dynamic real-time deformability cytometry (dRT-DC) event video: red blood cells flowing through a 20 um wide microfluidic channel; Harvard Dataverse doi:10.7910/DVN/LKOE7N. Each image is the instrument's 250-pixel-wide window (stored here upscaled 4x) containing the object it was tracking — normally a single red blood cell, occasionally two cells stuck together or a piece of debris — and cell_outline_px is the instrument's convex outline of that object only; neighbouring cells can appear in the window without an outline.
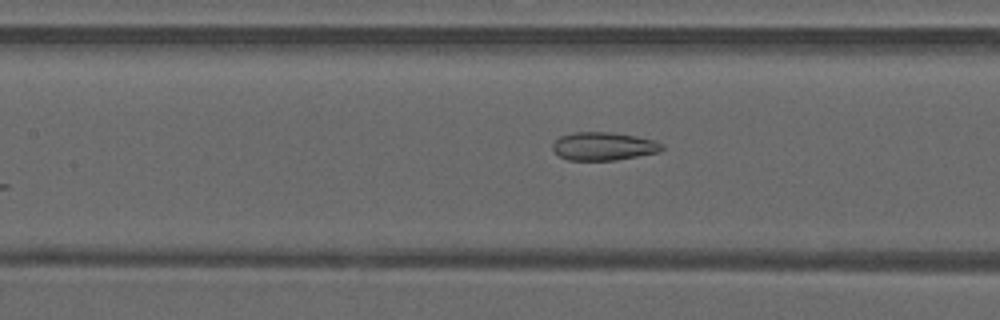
{"species": "common noctule bat (a hibernating species)", "species_latin": "Nyctalus noctula", "temperature_condition": "warm", "stored_images_in_passage": 24, "camera_frame_rate_fps": 3000, "um_per_image_px": 0.085, "animal": {"sex": "male", "forearm_length_mm": 52.5}, "frame": {"image": 1, "passage_image": 7, "time_ms": 2.0, "image_size_px": [1000, 320], "cell_outline_px": [[664, 148], [660, 152], [616, 160], [568, 160], [560, 156], [552, 148], [552, 144], [560, 136], [576, 132], [612, 132], [636, 136], [656, 140], [664, 144]], "centroid_in_image_um": [51.35, 12.43], "position_along_channel_um": 156.1, "area_um2": 18.03}}
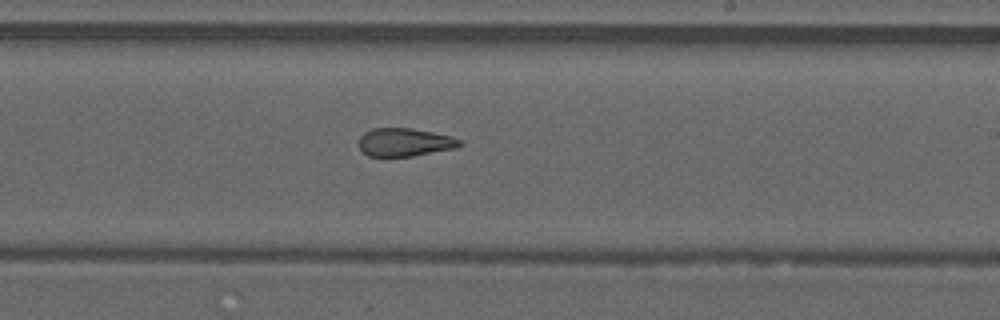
{"frame": {"image": 2, "passage_image": 14, "time_ms": 4.333, "image_size_px": [1000, 320], "cell_outline_px": [[464, 144], [456, 148], [412, 156], [368, 156], [360, 148], [360, 136], [364, 132], [372, 128], [412, 128], [452, 136], [460, 140]], "centroid_in_image_um": [34.42, 12.08], "position_along_channel_um": 254.6, "area_um2": 16.53}}
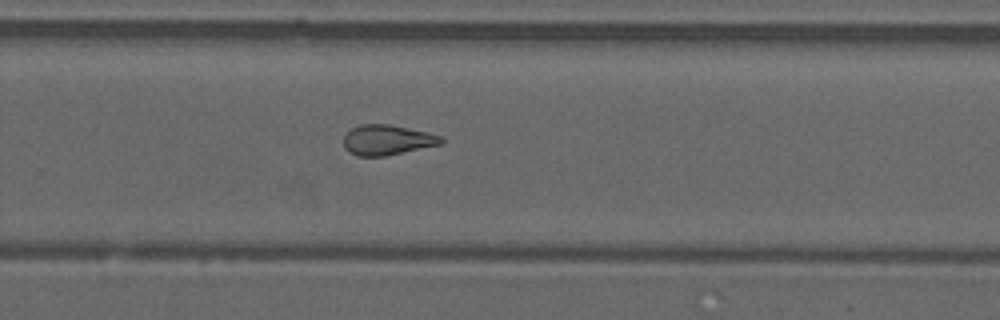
{"frame": {"image": 3, "passage_image": 17, "time_ms": 5.333, "image_size_px": [1000, 320], "cell_outline_px": [[444, 140], [440, 144], [384, 156], [356, 156], [348, 152], [344, 148], [344, 136], [352, 128], [360, 124], [388, 124], [428, 132], [444, 136]], "centroid_in_image_um": [32.9, 11.89], "position_along_channel_um": 296.9, "area_um2": 17.11}, "authors_computed_cell_mechanics": {"area_um2": 17.4267, "velocity_mm_per_s": 4.2455, "shape_relaxation_time_tau1_ms": null, "shape_relaxation_time_tau2_ms": 2.0342, "deformation_change_tau1": null, "deformation_change_tau2": 0.099}}